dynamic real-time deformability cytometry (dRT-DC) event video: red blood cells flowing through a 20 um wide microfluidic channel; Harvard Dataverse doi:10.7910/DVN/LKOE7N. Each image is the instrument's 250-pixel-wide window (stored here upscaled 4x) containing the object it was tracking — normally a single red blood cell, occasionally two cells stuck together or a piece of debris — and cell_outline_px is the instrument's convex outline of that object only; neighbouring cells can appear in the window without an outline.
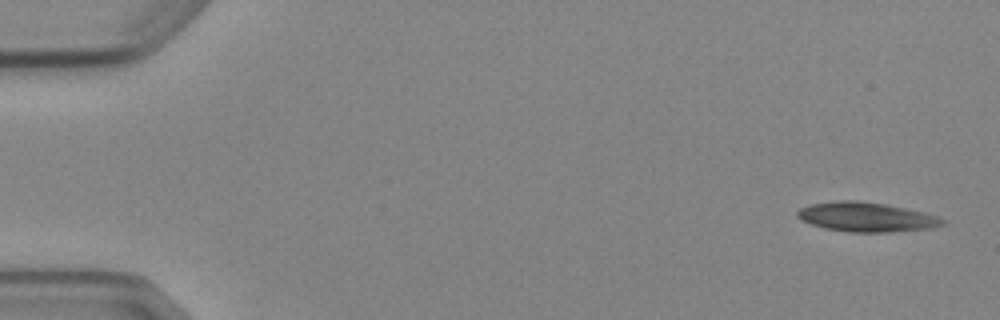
{"species": "Egyptian fruit bat (a non-hibernating species)", "species_latin": "Rousettus aegyptiacus", "temperature_condition": "cold", "stored_images_in_passage": 5, "camera_frame_rate_fps": 3000, "um_per_image_px": 0.085, "animal": {"sex": "female"}, "frame": {"image": 1, "passage_image": 1, "time_ms": 0.0, "image_size_px": [1000, 320], "cell_outline_px": [[944, 224], [928, 228], [888, 232], [848, 232], [824, 228], [800, 220], [796, 216], [796, 212], [800, 208], [808, 204], [840, 200], [856, 200], [884, 204], [924, 212], [936, 216], [944, 220]], "centroid_in_image_um": [73.56, 18.44], "position_along_channel_um": 11.4, "area_um2": 24.74}}